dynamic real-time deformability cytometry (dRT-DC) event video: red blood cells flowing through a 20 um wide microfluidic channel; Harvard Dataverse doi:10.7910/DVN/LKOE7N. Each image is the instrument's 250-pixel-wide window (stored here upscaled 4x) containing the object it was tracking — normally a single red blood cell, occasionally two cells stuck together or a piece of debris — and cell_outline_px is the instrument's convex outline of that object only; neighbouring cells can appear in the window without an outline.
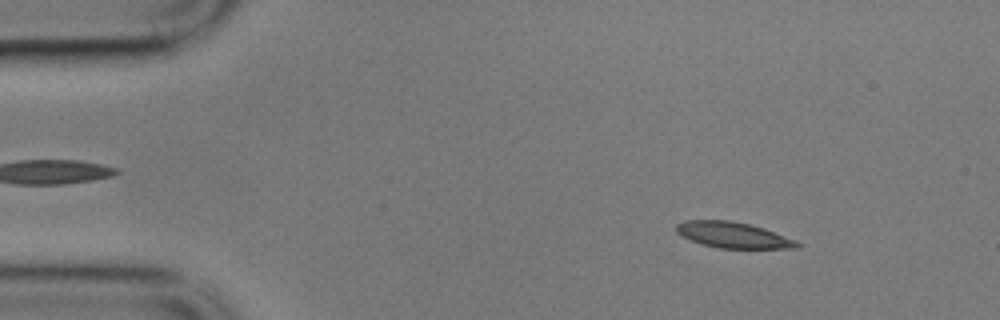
{"species": "common noctule bat (a hibernating species)", "species_latin": "Nyctalus noctula", "temperature_condition": "cold", "stored_images_in_passage": 5, "camera_frame_rate_fps": 3000, "um_per_image_px": 0.085, "animal": {"sex": "male", "body_mass_g": 17.9}, "frame": {"image": 1, "passage_image": 2, "time_ms": 0.333, "image_size_px": [1000, 320], "cell_outline_px": [[800, 244], [796, 248], [720, 248], [704, 244], [680, 236], [676, 232], [676, 224], [684, 220], [728, 220], [748, 224], [764, 228], [796, 240]], "centroid_in_image_um": [62.28, 19.97], "position_along_channel_um": 22.7, "area_um2": 18.03}}
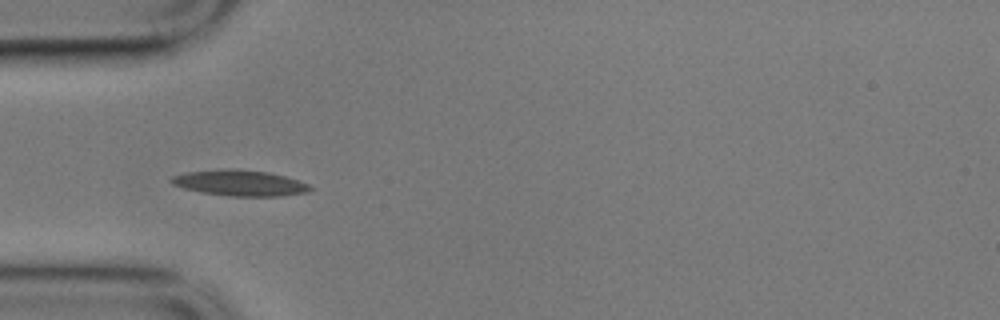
{"frame": {"image": 2, "passage_image": 5, "time_ms": 1.333, "image_size_px": [1000, 320], "cell_outline_px": [[312, 188], [308, 192], [280, 196], [232, 196], [200, 192], [184, 188], [172, 184], [168, 180], [172, 176], [184, 172], [228, 168], [268, 172], [284, 176], [308, 184]], "centroid_in_image_um": [20.33, 15.55], "position_along_channel_um": 64.7, "area_um2": 20.81}}